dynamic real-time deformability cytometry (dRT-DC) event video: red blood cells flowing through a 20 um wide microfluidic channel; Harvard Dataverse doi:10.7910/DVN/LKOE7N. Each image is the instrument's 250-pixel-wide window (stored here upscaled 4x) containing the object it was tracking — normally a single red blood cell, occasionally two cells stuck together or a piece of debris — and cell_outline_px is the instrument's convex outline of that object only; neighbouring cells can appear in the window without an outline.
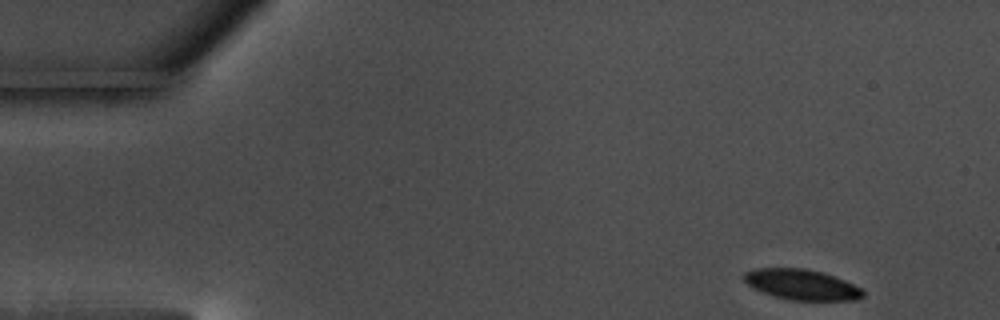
{"species": "common noctule bat (a hibernating species)", "species_latin": "Nyctalus noctula", "temperature_condition": "warm", "stored_images_in_passage": 13, "camera_frame_rate_fps": 3000, "um_per_image_px": 0.085, "animal": {"sex": "male", "body_mass_g": 17.5, "forearm_length_mm": 52.3}, "frame": {"image": 1, "passage_image": 1, "time_ms": 0.0, "image_size_px": [1000, 320], "cell_outline_px": [[864, 296], [856, 300], [792, 300], [776, 296], [752, 288], [744, 280], [744, 272], [756, 268], [804, 268], [824, 272], [844, 280], [860, 288], [864, 292]], "centroid_in_image_um": [68.14, 24.18], "position_along_channel_um": 16.9, "area_um2": 20.98}}
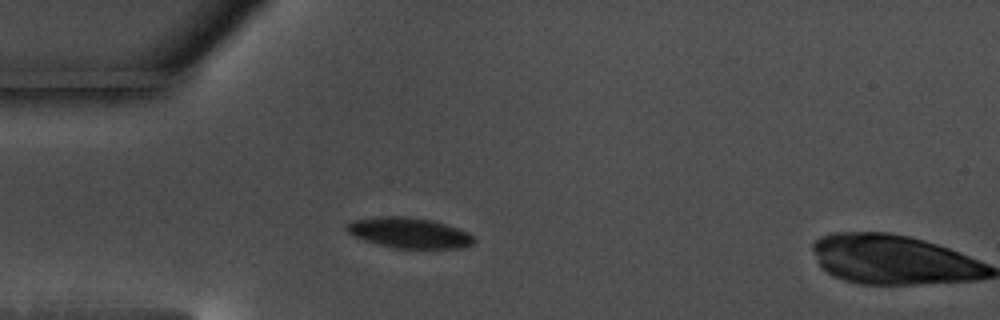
{"frame": {"image": 2, "passage_image": 12, "time_ms": 3.667, "image_size_px": [1000, 320], "cell_outline_px": [[476, 240], [472, 244], [460, 248], [392, 248], [376, 244], [364, 240], [348, 232], [344, 228], [344, 224], [356, 220], [380, 216], [404, 216], [432, 220], [468, 232]], "centroid_in_image_um": [34.75, 19.79], "position_along_channel_um": 50.3, "area_um2": 22.48}}